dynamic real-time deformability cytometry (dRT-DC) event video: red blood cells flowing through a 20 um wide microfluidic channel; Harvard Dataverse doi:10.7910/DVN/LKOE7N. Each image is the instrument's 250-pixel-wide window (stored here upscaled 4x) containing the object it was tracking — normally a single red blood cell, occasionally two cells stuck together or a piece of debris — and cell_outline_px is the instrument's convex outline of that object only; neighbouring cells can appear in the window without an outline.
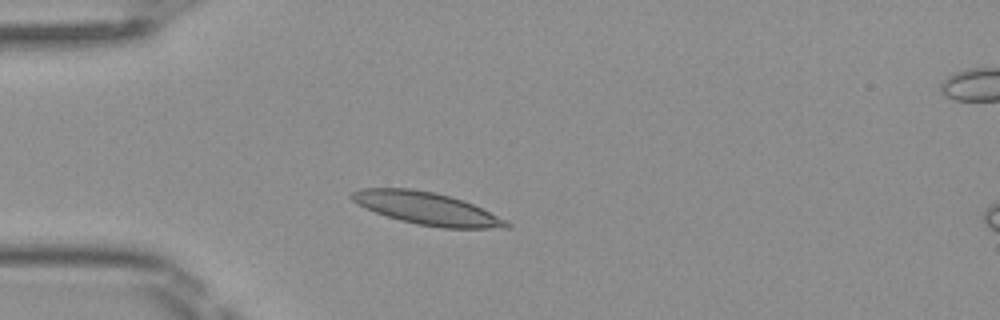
{"species": "Egyptian fruit bat (a non-hibernating species)", "species_latin": "Rousettus aegyptiacus", "temperature_condition": "room temperature", "stored_images_in_passage": 40, "camera_frame_rate_fps": 3000, "um_per_image_px": 0.085, "frame": {"image": 1, "passage_image": 4, "time_ms": 1.0, "image_size_px": [1000, 320], "cell_outline_px": [[512, 228], [440, 228], [416, 224], [400, 220], [364, 208], [352, 200], [348, 196], [352, 192], [360, 188], [412, 188], [432, 192], [464, 200], [512, 224]], "centroid_in_image_um": [36.23, 17.72], "position_along_channel_um": 48.8, "area_um2": 29.02}}
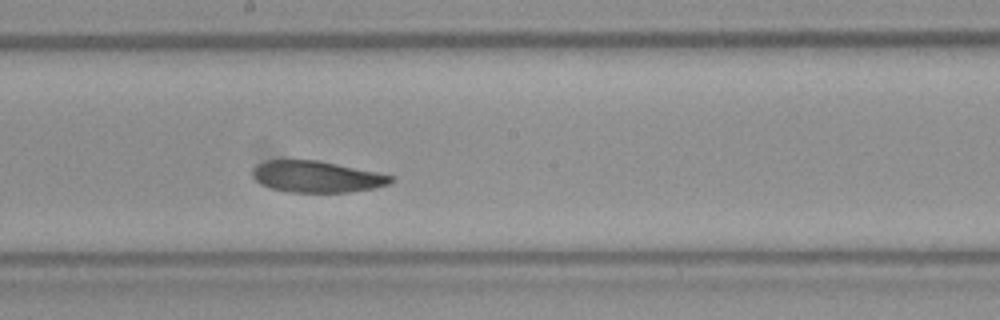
{"frame": {"image": 2, "passage_image": 18, "time_ms": 5.667, "image_size_px": [1000, 320], "cell_outline_px": [[396, 180], [388, 184], [376, 188], [348, 192], [288, 192], [272, 188], [260, 184], [252, 176], [252, 172], [256, 164], [264, 160], [320, 160], [376, 172], [392, 176]], "centroid_in_image_um": [26.91, 15.01], "position_along_channel_um": 221.3, "area_um2": 25.43}}
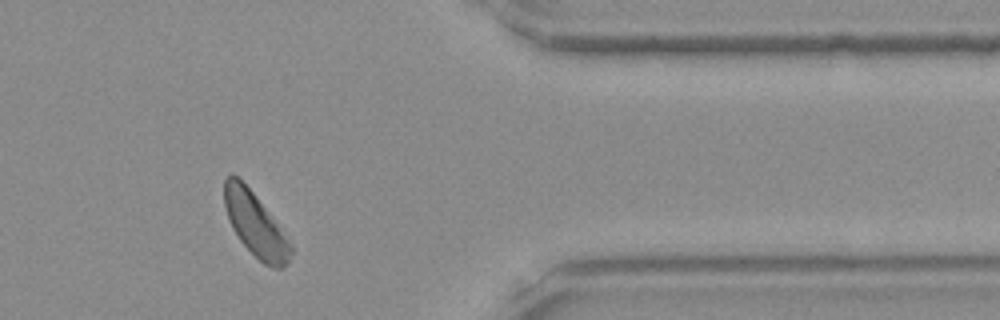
{"frame": {"image": 3, "passage_image": 32, "time_ms": 10.333, "image_size_px": [1000, 320], "cell_outline_px": [[292, 252], [284, 268], [272, 268], [264, 264], [240, 240], [232, 228], [224, 208], [224, 180], [232, 172], [252, 192], [276, 224], [292, 248]], "centroid_in_image_um": [21.65, 19.09], "position_along_channel_um": 389.8, "area_um2": 23.64}, "authors_computed_cell_mechanics": {"area_um2": 26.1256, "velocity_mm_per_s": 4.0286, "shape_relaxation_time_tau1_ms": 10.1295, "shape_relaxation_time_tau2_ms": 4.4042, "deformation_change_tau1": 0.1702, "deformation_change_tau2": 0.0871}}